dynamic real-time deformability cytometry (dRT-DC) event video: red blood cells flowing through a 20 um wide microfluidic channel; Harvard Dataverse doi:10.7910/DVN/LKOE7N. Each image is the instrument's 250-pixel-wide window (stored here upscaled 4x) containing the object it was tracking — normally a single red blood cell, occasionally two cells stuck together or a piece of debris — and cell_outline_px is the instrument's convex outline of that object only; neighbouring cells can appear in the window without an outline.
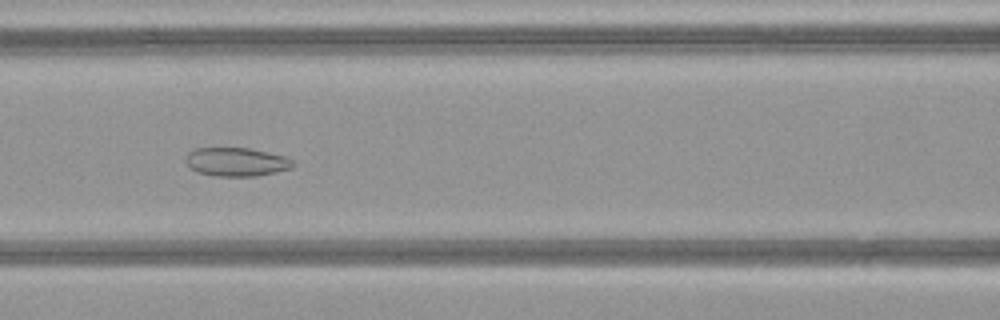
{"species": "common noctule bat (a hibernating species)", "species_latin": "Nyctalus noctula", "temperature_condition": "warm", "stored_images_in_passage": 45, "camera_frame_rate_fps": 3000, "um_per_image_px": 0.085, "animal": {"sex": "female", "body_mass_g": 21.9}, "frame": {"image": 1, "passage_image": 22, "time_ms": 7.0, "image_size_px": [1000, 320], "cell_outline_px": [[296, 164], [292, 168], [276, 172], [256, 176], [216, 176], [196, 172], [184, 160], [184, 156], [188, 152], [196, 148], [252, 148], [288, 156]], "centroid_in_image_um": [20.13, 13.75], "position_along_channel_um": 146.5, "area_um2": 18.21}}
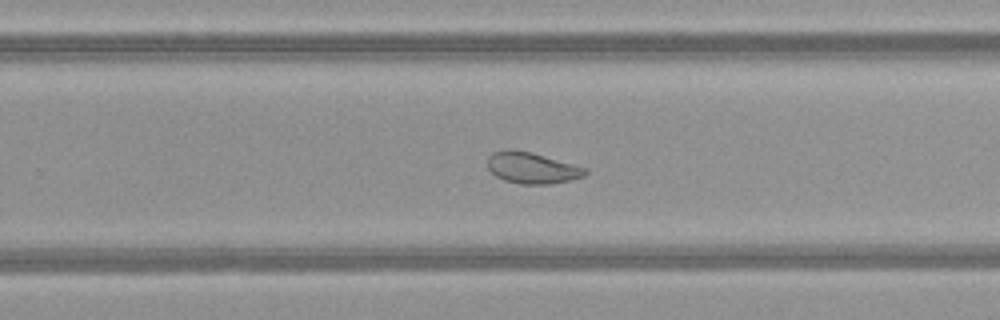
{"frame": {"image": 2, "passage_image": 32, "time_ms": 10.333, "image_size_px": [1000, 320], "cell_outline_px": [[588, 172], [584, 176], [568, 180], [548, 184], [520, 184], [504, 180], [496, 176], [488, 168], [488, 156], [492, 152], [508, 148], [512, 148], [532, 152], [588, 168]], "centroid_in_image_um": [45.2, 14.25], "position_along_channel_um": 284.6, "area_um2": 17.92}}
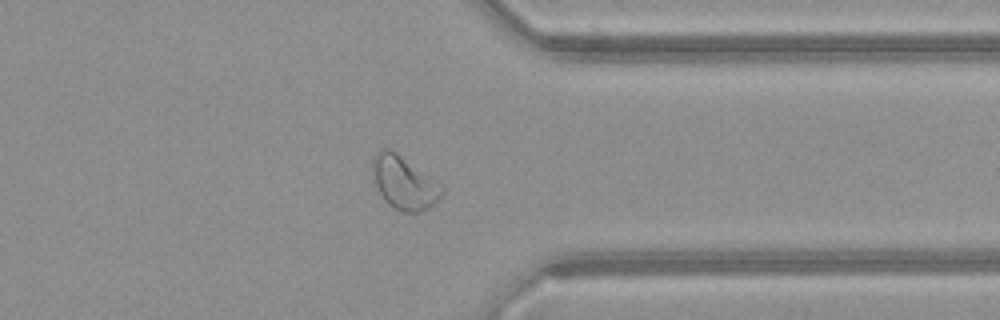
{"frame": {"image": 3, "passage_image": 39, "time_ms": 12.667, "image_size_px": [1000, 320], "cell_outline_px": [[444, 192], [428, 208], [420, 212], [400, 212], [392, 208], [384, 200], [376, 184], [372, 172], [372, 156], [380, 148], [388, 148], [396, 152], [444, 188]], "centroid_in_image_um": [34.29, 15.53], "position_along_channel_um": 377.1, "area_um2": 21.1}, "authors_computed_cell_mechanics": {"area_um2": 21.2704, "velocity_mm_per_s": 4.1524, "shape_relaxation_time_tau1_ms": null, "shape_relaxation_time_tau2_ms": 1.8771, "deformation_change_tau1": null, "deformation_change_tau2": 0.0794}}